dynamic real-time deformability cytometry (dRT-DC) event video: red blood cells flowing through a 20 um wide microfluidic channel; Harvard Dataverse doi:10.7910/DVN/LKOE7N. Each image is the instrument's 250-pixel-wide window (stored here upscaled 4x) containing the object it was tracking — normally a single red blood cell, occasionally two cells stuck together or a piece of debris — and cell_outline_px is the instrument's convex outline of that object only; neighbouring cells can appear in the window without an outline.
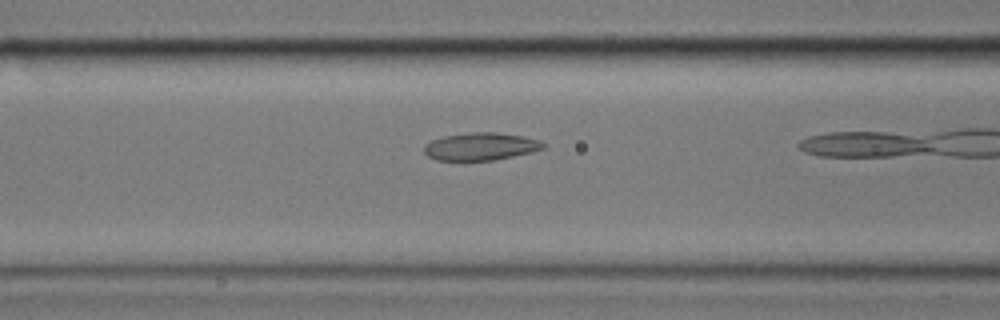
{"species": "common noctule bat (a hibernating species)", "species_latin": "Nyctalus noctula", "temperature_condition": "cold", "stored_images_in_passage": 6, "camera_frame_rate_fps": 3000, "um_per_image_px": 0.085, "animal": {"sex": "male", "body_mass_g": 17.9}, "frame": {"image": 1, "passage_image": 4, "time_ms": 1.0, "image_size_px": [1000, 320], "cell_outline_px": [[544, 148], [532, 152], [492, 160], [436, 160], [428, 156], [424, 152], [424, 144], [432, 140], [444, 136], [472, 132], [496, 132], [524, 136], [540, 140], [544, 144]], "centroid_in_image_um": [40.85, 12.44], "position_along_channel_um": 125.7, "area_um2": 19.07}}